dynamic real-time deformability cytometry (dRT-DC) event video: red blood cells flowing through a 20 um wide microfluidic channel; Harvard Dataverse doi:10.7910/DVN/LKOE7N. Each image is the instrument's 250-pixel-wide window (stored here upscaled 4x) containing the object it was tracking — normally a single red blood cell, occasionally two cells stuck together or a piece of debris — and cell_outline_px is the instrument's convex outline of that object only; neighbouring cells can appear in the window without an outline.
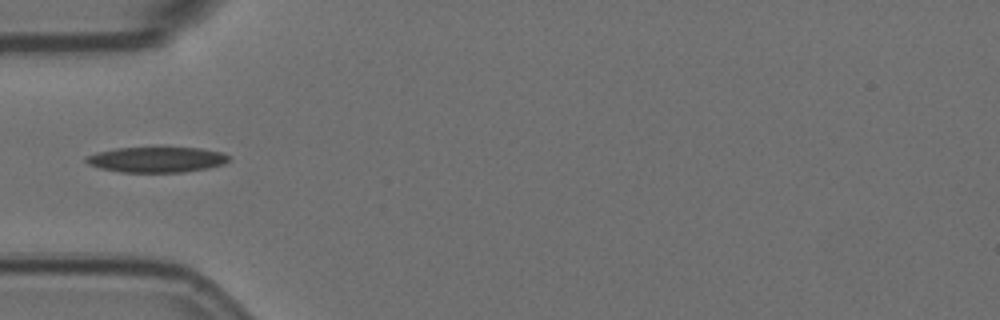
{"species": "Egyptian fruit bat (a non-hibernating species)", "species_latin": "Rousettus aegyptiacus", "temperature_condition": "room temperature", "stored_images_in_passage": 3, "camera_frame_rate_fps": 3000, "um_per_image_px": 0.085, "animal": {"sex": "female"}, "frame": {"image": 1, "passage_image": 3, "time_ms": 0.667, "image_size_px": [1000, 320], "cell_outline_px": [[232, 156], [224, 164], [208, 168], [184, 172], [120, 172], [100, 168], [88, 164], [84, 160], [84, 156], [116, 148], [200, 148], [224, 152]], "centroid_in_image_um": [13.35, 13.57], "position_along_channel_um": 71.7, "area_um2": 21.21}}